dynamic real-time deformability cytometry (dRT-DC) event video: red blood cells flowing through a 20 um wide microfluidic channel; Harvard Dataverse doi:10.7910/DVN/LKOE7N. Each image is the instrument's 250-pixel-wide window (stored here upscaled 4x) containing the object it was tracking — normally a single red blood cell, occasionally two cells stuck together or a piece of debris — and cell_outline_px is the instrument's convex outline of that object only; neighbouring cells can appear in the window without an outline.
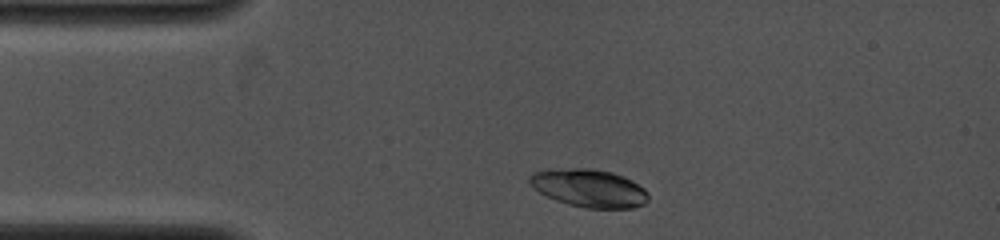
{"species": "common noctule bat (a hibernating species)", "species_latin": "Nyctalus noctula", "temperature_condition": "cold", "stored_images_in_passage": 4, "camera_frame_rate_fps": 4000, "um_per_image_px": 0.085, "animal": {"sex": "female", "body_mass_g": 19.0, "forearm_length_mm": 53.3}, "frame": {"image": 1, "passage_image": 2, "time_ms": 0.75, "image_size_px": [1000, 240], "cell_outline_px": [[648, 200], [644, 204], [632, 208], [588, 208], [568, 204], [556, 200], [540, 192], [528, 180], [528, 176], [532, 172], [548, 168], [592, 168], [612, 172], [624, 176], [632, 180], [644, 188], [648, 192]], "centroid_in_image_um": [50.08, 15.97], "position_along_channel_um": 34.9, "area_um2": 26.41}}